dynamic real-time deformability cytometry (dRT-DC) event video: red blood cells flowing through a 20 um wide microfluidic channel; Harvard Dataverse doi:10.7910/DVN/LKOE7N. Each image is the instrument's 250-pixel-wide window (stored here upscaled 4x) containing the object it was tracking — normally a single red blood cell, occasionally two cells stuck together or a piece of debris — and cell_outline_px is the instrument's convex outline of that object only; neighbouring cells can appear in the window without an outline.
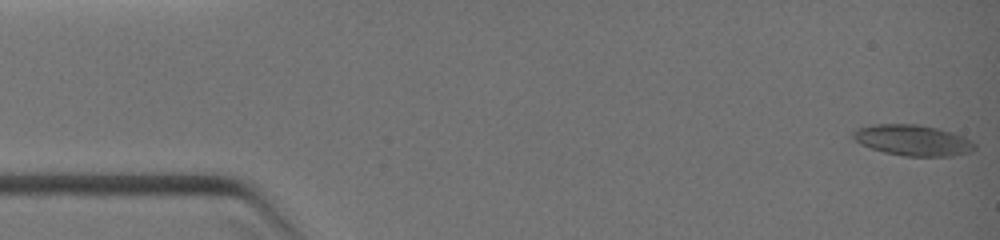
{"species": "common noctule bat (a hibernating species)", "species_latin": "Nyctalus noctula", "temperature_condition": "warm", "stored_images_in_passage": 8, "camera_frame_rate_fps": 3000, "um_per_image_px": 0.085, "animal": {"sex": "female", "body_mass_g": 19.0, "forearm_length_mm": 51.5}, "frame": {"image": 1, "passage_image": 1, "time_ms": 0.0, "image_size_px": [1000, 240], "cell_outline_px": [[976, 148], [972, 152], [952, 156], [904, 156], [884, 152], [860, 144], [852, 136], [860, 128], [876, 124], [916, 124], [936, 128], [964, 136], [976, 144]], "centroid_in_image_um": [77.65, 11.93], "position_along_channel_um": 7.3, "area_um2": 21.62}}
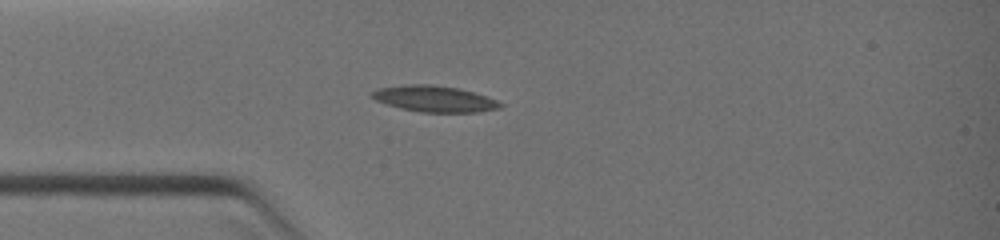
{"frame": {"image": 2, "passage_image": 7, "time_ms": 3.0, "image_size_px": [1000, 240], "cell_outline_px": [[504, 104], [500, 108], [476, 112], [420, 112], [400, 108], [376, 100], [372, 96], [372, 92], [380, 88], [408, 84], [432, 84], [456, 88], [472, 92], [496, 100]], "centroid_in_image_um": [36.93, 8.4], "position_along_channel_um": 48.1, "area_um2": 19.19}}